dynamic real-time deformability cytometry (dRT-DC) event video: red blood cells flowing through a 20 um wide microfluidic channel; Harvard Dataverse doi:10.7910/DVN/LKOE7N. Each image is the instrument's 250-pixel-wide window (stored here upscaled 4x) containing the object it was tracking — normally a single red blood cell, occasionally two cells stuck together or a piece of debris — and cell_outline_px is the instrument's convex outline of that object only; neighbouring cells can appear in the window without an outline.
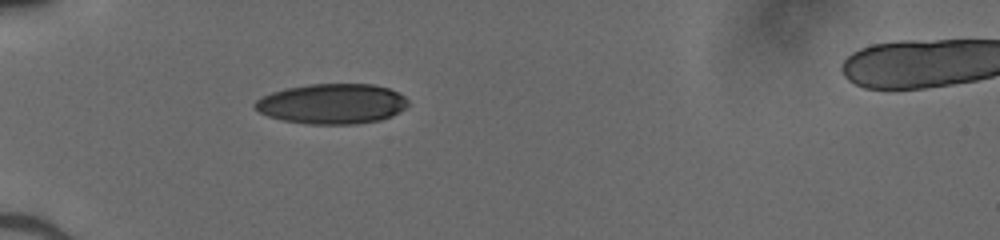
{"species": "human", "species_latin": "Homo sapiens", "temperature_condition": "cold", "stored_images_in_passage": 35, "camera_frame_rate_fps": 3000, "um_per_image_px": 0.085, "donor": {"sex": "male"}, "frame": {"image": 1, "passage_image": 1, "time_ms": 0.0, "image_size_px": [1000, 240], "cell_outline_px": [[408, 104], [400, 112], [392, 116], [380, 120], [356, 124], [308, 124], [284, 120], [268, 116], [260, 112], [252, 104], [260, 96], [284, 88], [308, 84], [372, 84], [388, 88], [404, 96], [408, 100]], "centroid_in_image_um": [28.21, 8.82], "position_along_channel_um": 56.8, "area_um2": 35.95}}
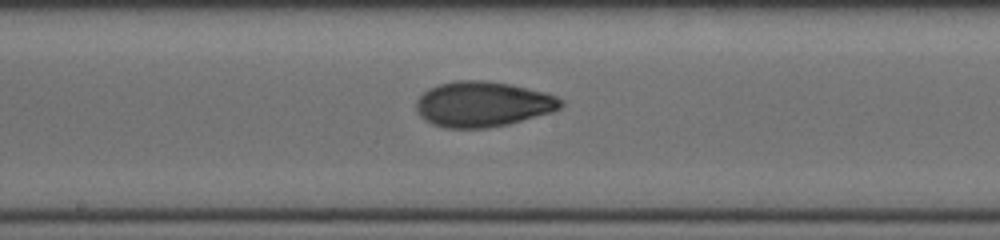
{"frame": {"image": 2, "passage_image": 13, "time_ms": 4.0, "image_size_px": [1000, 240], "cell_outline_px": [[564, 104], [560, 108], [552, 112], [508, 124], [488, 128], [444, 128], [432, 124], [424, 120], [416, 112], [416, 100], [428, 88], [440, 84], [456, 80], [484, 80], [512, 84], [544, 92], [556, 96], [564, 100]], "centroid_in_image_um": [41.03, 8.85], "position_along_channel_um": 207.2, "area_um2": 38.49}}
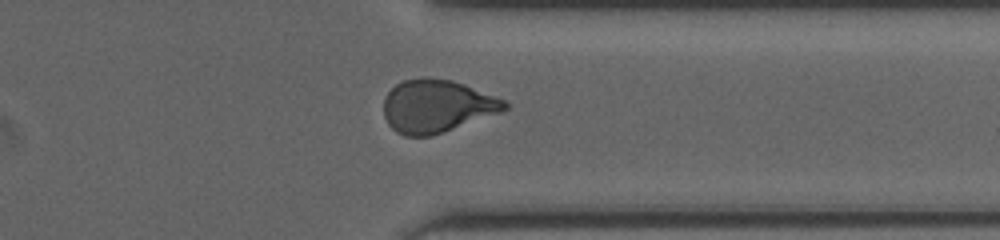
{"frame": {"image": 3, "passage_image": 25, "time_ms": 8.0, "image_size_px": [1000, 240], "cell_outline_px": [[508, 108], [500, 112], [428, 136], [404, 136], [396, 132], [388, 124], [384, 116], [384, 100], [388, 92], [396, 84], [404, 80], [424, 76], [452, 80], [464, 84], [496, 96], [504, 100], [508, 104]], "centroid_in_image_um": [37.09, 8.99], "position_along_channel_um": 374.3, "area_um2": 36.88}}